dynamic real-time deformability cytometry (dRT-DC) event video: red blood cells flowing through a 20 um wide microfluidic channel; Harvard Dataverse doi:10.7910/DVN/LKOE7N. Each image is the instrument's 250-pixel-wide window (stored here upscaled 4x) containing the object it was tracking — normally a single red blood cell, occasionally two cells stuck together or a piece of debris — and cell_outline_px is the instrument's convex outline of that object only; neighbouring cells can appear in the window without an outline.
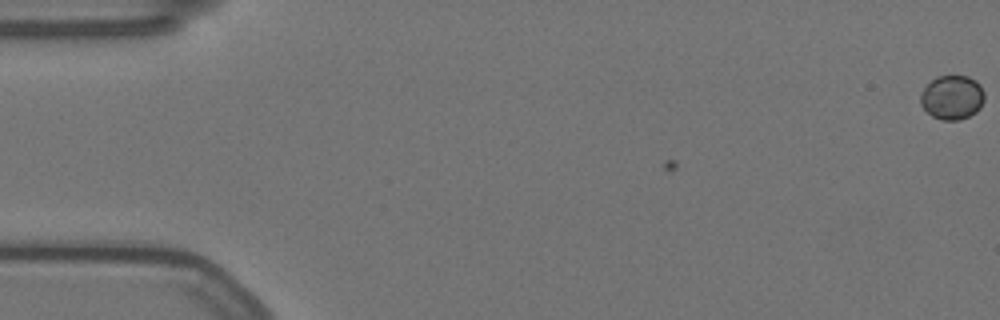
{"species": "Egyptian fruit bat (a non-hibernating species)", "species_latin": "Rousettus aegyptiacus", "temperature_condition": "warm", "stored_images_in_passage": 3, "camera_frame_rate_fps": 3000, "um_per_image_px": 0.085, "animal": {"sex": "female"}, "frame": {"image": 1, "passage_image": 3, "time_ms": 0.667, "image_size_px": [1000, 320], "cell_outline_px": [[984, 100], [980, 108], [976, 112], [960, 120], [944, 120], [932, 116], [920, 104], [920, 96], [924, 88], [936, 76], [968, 76], [976, 80], [980, 84], [984, 92]], "centroid_in_image_um": [80.95, 8.27], "position_along_channel_um": 4.1, "area_um2": 16.47}}